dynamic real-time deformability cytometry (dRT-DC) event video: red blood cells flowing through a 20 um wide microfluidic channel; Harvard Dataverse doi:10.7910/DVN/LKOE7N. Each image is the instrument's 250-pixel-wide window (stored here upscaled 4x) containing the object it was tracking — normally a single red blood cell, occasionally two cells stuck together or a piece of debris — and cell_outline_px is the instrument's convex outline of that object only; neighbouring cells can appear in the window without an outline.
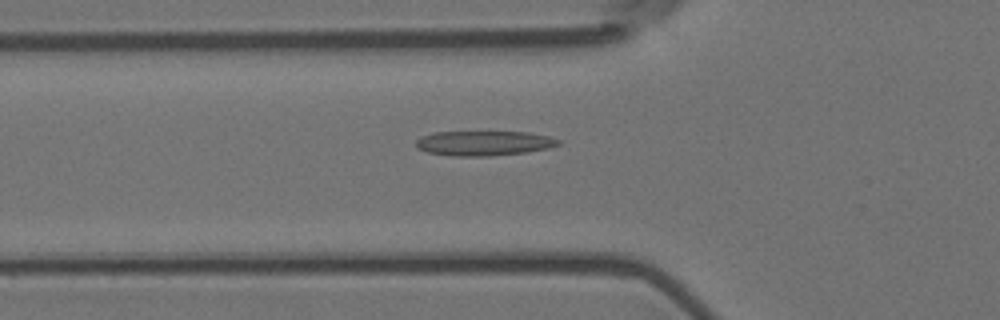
{"species": "Egyptian fruit bat (a non-hibernating species)", "species_latin": "Rousettus aegyptiacus", "temperature_condition": "room temperature", "stored_images_in_passage": 42, "camera_frame_rate_fps": 3000, "um_per_image_px": 0.085, "animal": {"sex": "female"}, "frame": {"image": 1, "passage_image": 5, "time_ms": 1.333, "image_size_px": [1000, 320], "cell_outline_px": [[560, 144], [548, 148], [528, 152], [492, 156], [452, 156], [428, 152], [416, 148], [416, 140], [420, 136], [436, 132], [528, 132], [548, 136], [560, 140]], "centroid_in_image_um": [41.12, 12.17], "position_along_channel_um": 84.7, "area_um2": 20.63}}
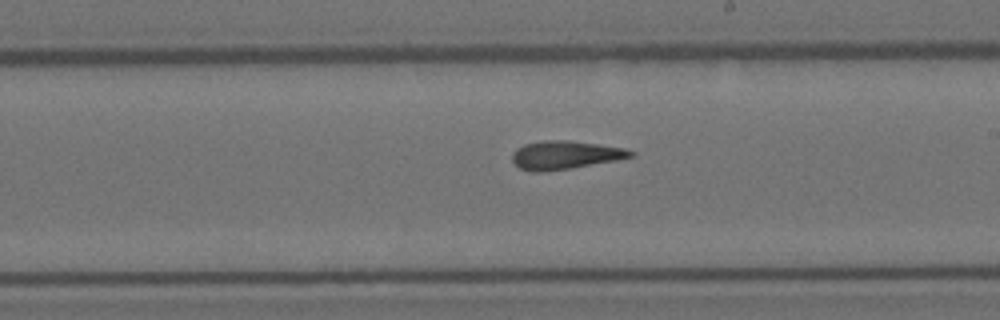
{"frame": {"image": 2, "passage_image": 18, "time_ms": 5.667, "image_size_px": [1000, 320], "cell_outline_px": [[636, 156], [616, 160], [572, 168], [544, 172], [532, 172], [520, 168], [512, 160], [512, 152], [516, 148], [524, 144], [544, 140], [568, 140], [624, 148], [636, 152]], "centroid_in_image_um": [48.03, 13.18], "position_along_channel_um": 241.0, "area_um2": 19.65}}
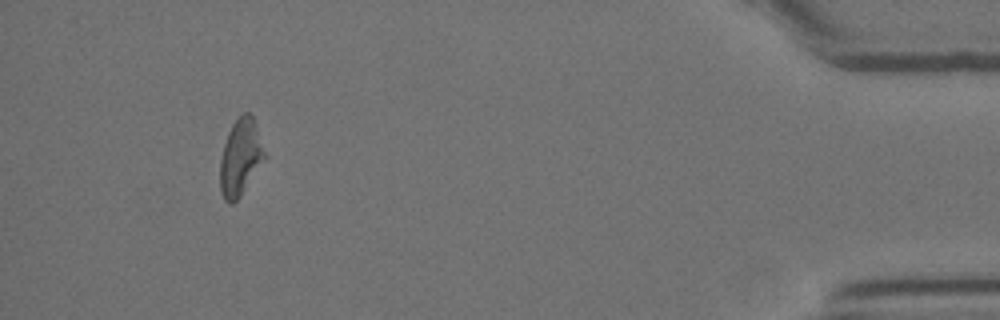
{"frame": {"image": 3, "passage_image": 38, "time_ms": 12.333, "image_size_px": [1000, 320], "cell_outline_px": [[264, 160], [240, 196], [232, 204], [228, 204], [224, 200], [220, 192], [220, 156], [228, 132], [232, 124], [244, 112], [248, 112], [252, 116], [264, 152]], "centroid_in_image_um": [20.39, 13.41], "position_along_channel_um": 414.8, "area_um2": 19.42}, "authors_computed_cell_mechanics": {"area_um2": 19.5942, "velocity_mm_per_s": 3.5948, "shape_relaxation_time_tau1_ms": null, "shape_relaxation_time_tau2_ms": 2.4152, "deformation_change_tau1": null, "deformation_change_tau2": 0.1145}}